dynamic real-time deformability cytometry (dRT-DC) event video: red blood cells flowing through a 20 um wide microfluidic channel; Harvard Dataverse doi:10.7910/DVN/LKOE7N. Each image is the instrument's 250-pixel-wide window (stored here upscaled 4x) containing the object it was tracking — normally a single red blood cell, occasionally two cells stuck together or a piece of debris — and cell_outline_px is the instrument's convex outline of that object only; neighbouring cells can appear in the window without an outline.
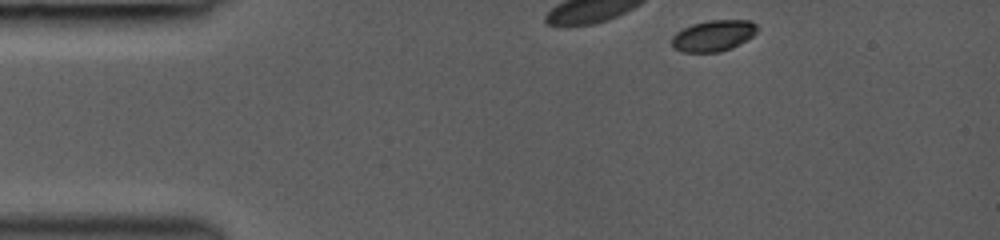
{"species": "common noctule bat (a hibernating species)", "species_latin": "Nyctalus noctula", "temperature_condition": "room temperature", "stored_images_in_passage": 8, "camera_frame_rate_fps": 3000, "um_per_image_px": 0.085, "animal": {"sex": "female", "body_mass_g": 19.0, "forearm_length_mm": 53.3}, "frame": {"image": 1, "passage_image": 1, "time_ms": 0.0, "image_size_px": [1000, 240], "cell_outline_px": [[760, 28], [748, 40], [732, 48], [720, 52], [680, 52], [672, 48], [672, 36], [676, 32], [692, 24], [708, 20], [752, 20]], "centroid_in_image_um": [60.65, 3.04], "position_along_channel_um": 24.3, "area_um2": 15.78}}